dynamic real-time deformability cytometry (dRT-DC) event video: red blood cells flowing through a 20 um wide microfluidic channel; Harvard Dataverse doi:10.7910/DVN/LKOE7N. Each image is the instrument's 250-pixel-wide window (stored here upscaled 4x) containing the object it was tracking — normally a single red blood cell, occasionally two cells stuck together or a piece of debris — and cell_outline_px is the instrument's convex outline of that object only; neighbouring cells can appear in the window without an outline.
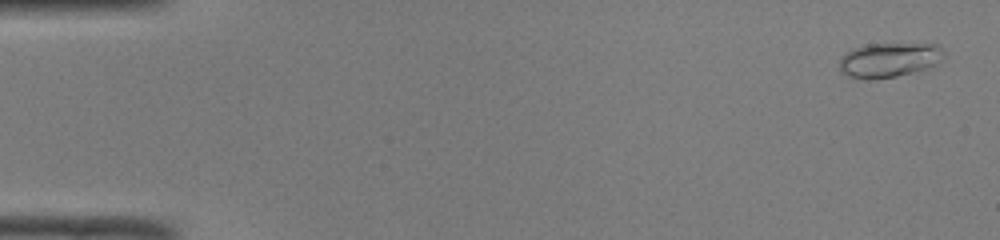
{"species": "common noctule bat (a hibernating species)", "species_latin": "Nyctalus noctula", "temperature_condition": "room temperature", "stored_images_in_passage": 50, "camera_frame_rate_fps": 3000, "um_per_image_px": 0.085, "animal": {"sex": "male", "body_mass_g": 19.0, "forearm_length_mm": 50.8}, "frame": {"image": 1, "passage_image": 2, "time_ms": 0.333, "image_size_px": [1000, 240], "cell_outline_px": [[944, 56], [936, 64], [912, 72], [896, 76], [872, 80], [864, 80], [848, 76], [840, 72], [840, 56], [852, 48], [864, 44], [940, 44], [944, 52]], "centroid_in_image_um": [75.52, 5.09], "position_along_channel_um": 9.5, "area_um2": 21.21}}
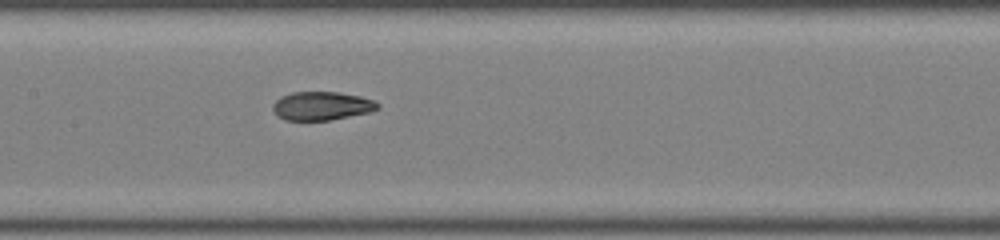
{"frame": {"image": 2, "passage_image": 25, "time_ms": 8.0, "image_size_px": [1000, 240], "cell_outline_px": [[380, 108], [372, 112], [328, 120], [284, 120], [276, 116], [272, 108], [272, 104], [280, 96], [292, 92], [340, 92], [360, 96], [376, 100], [380, 104]], "centroid_in_image_um": [27.36, 9.0], "position_along_channel_um": 180.0, "area_um2": 17.74}}
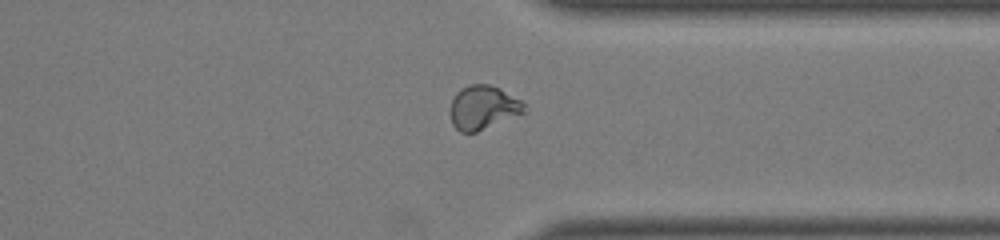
{"frame": {"image": 3, "passage_image": 39, "time_ms": 12.667, "image_size_px": [1000, 240], "cell_outline_px": [[524, 112], [476, 132], [460, 132], [452, 124], [448, 112], [452, 100], [456, 92], [468, 84], [488, 84], [500, 88], [520, 100], [524, 104]], "centroid_in_image_um": [41.0, 9.13], "position_along_channel_um": 370.4, "area_um2": 18.79}, "authors_computed_cell_mechanics": {"area_um2": 18.3515, "velocity_mm_per_s": 4.0873, "shape_relaxation_time_tau1_ms": 9.502, "shape_relaxation_time_tau2_ms": 1.1636, "deformation_change_tau1": 0.2499, "deformation_change_tau2": 0.0619}}